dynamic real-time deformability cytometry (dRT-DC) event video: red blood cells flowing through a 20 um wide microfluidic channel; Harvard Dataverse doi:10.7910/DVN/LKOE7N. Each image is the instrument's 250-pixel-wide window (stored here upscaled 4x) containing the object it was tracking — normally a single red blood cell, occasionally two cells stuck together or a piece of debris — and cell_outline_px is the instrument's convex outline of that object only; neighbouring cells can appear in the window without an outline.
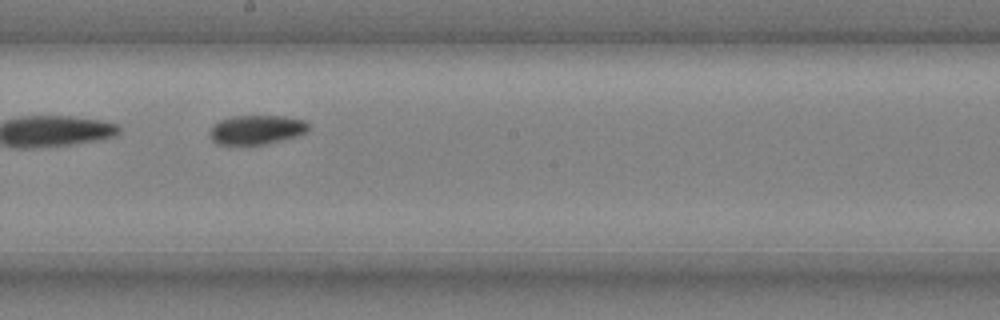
{"species": "common noctule bat (a hibernating species)", "species_latin": "Nyctalus noctula", "temperature_condition": "cold", "stored_images_in_passage": 9, "camera_frame_rate_fps": 3000, "um_per_image_px": 0.085, "animal": {"sex": "male", "body_mass_g": 20.4}, "frame": {"image": 1, "passage_image": 9, "time_ms": 2.667, "image_size_px": [1000, 320], "cell_outline_px": [[308, 132], [296, 136], [264, 144], [216, 144], [212, 140], [212, 124], [220, 120], [232, 116], [284, 116], [304, 120], [308, 124]], "centroid_in_image_um": [21.82, 11.01], "position_along_channel_um": 226.4, "area_um2": 16.59}}